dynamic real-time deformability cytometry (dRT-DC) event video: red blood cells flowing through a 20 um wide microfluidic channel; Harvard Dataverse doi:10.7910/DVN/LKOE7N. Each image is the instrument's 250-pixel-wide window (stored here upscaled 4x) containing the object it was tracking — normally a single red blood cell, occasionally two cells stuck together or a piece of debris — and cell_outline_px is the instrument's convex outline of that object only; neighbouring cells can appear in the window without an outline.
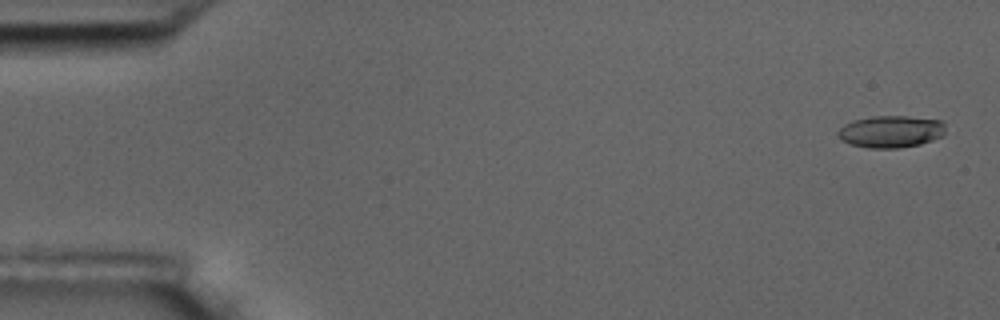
{"species": "common noctule bat (a hibernating species)", "species_latin": "Nyctalus noctula", "temperature_condition": "room temperature", "stored_images_in_passage": 4, "camera_frame_rate_fps": 3000, "um_per_image_px": 0.085, "animal": {"sex": "male", "body_mass_g": 17.5, "forearm_length_mm": 52.3}, "frame": {"image": 1, "passage_image": 1, "time_ms": 0.0, "image_size_px": [1000, 320], "cell_outline_px": [[944, 136], [920, 144], [896, 148], [868, 148], [848, 144], [840, 140], [836, 136], [836, 132], [844, 124], [852, 120], [872, 116], [908, 116], [944, 120]], "centroid_in_image_um": [75.69, 11.18], "position_along_channel_um": 9.3, "area_um2": 20.46}}